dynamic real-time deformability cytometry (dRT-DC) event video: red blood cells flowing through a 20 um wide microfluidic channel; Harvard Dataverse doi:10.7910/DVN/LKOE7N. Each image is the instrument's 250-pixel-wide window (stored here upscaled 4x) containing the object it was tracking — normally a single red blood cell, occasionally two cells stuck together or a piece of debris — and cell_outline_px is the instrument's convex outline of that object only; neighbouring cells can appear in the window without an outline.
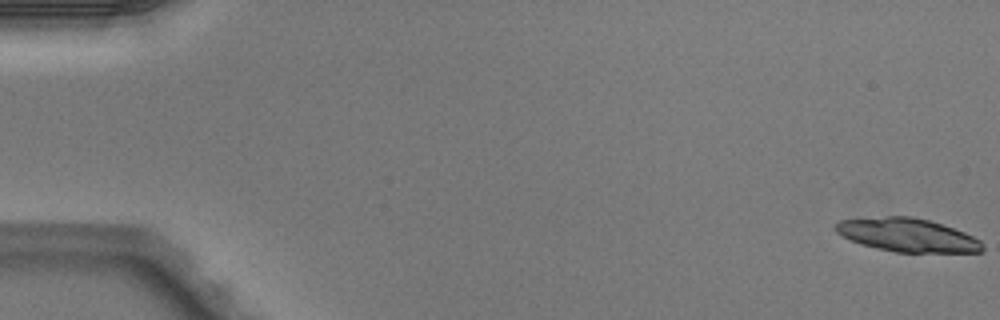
{"species": "Egyptian fruit bat (a non-hibernating species)", "species_latin": "Rousettus aegyptiacus", "temperature_condition": "warm", "stored_images_in_passage": 51, "segment_of_instrument_passage": [1, 2], "camera_frame_rate_fps": 3000, "um_per_image_px": 0.085, "animal": {"sex": "male"}, "frame": {"image": 1, "passage_image": 1, "time_ms": 0.0, "image_size_px": [1000, 320], "cell_outline_px": [[984, 252], [896, 252], [876, 248], [860, 244], [836, 232], [832, 228], [832, 224], [840, 220], [888, 216], [912, 216], [928, 220], [964, 232], [980, 240], [984, 244]], "centroid_in_image_um": [77.11, 19.98], "position_along_channel_um": 7.9, "area_um2": 28.55}}
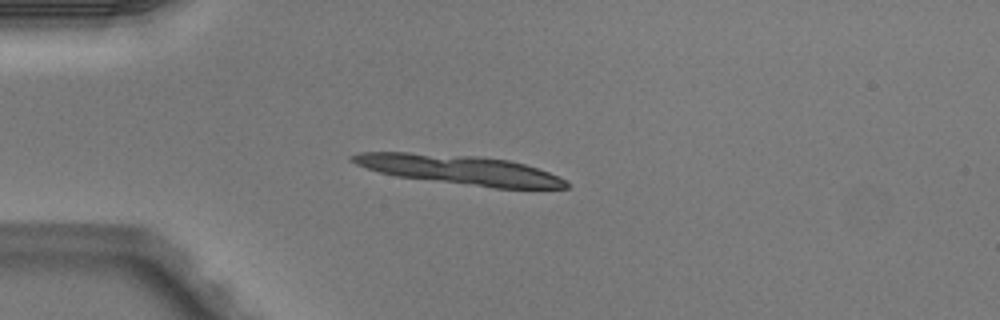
{"frame": {"image": 2, "passage_image": 14, "time_ms": 4.333, "image_size_px": [1000, 320], "cell_outline_px": [[568, 188], [496, 188], [396, 176], [380, 172], [356, 164], [348, 160], [348, 156], [360, 152], [408, 152], [476, 156], [508, 160], [524, 164], [548, 172], [568, 180]], "centroid_in_image_um": [39.05, 14.43], "position_along_channel_um": 46.0, "area_um2": 36.36}}